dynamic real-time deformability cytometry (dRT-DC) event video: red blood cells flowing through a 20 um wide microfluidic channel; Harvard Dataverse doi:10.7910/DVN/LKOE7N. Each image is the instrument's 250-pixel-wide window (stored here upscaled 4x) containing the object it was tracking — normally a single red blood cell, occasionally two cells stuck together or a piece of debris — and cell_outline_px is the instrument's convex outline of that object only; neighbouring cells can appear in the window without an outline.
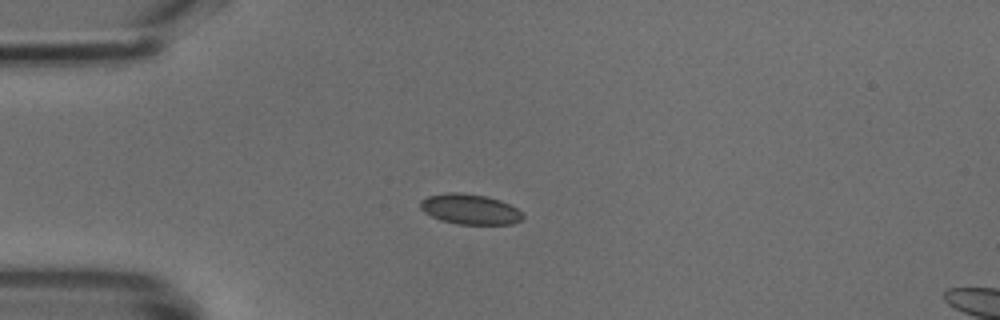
{"species": "common noctule bat (a hibernating species)", "species_latin": "Nyctalus noctula", "temperature_condition": "cold", "stored_images_in_passage": 37, "camera_frame_rate_fps": 3000, "um_per_image_px": 0.085, "animal": {"sex": "male", "body_mass_g": 18.8}, "frame": {"image": 1, "passage_image": 1, "time_ms": 0.0, "image_size_px": [1000, 320], "cell_outline_px": [[524, 216], [520, 220], [512, 224], [456, 224], [440, 220], [424, 212], [420, 208], [420, 200], [428, 196], [448, 192], [460, 192], [488, 196], [500, 200], [516, 208]], "centroid_in_image_um": [39.92, 17.77], "position_along_channel_um": 45.1, "area_um2": 18.09}}
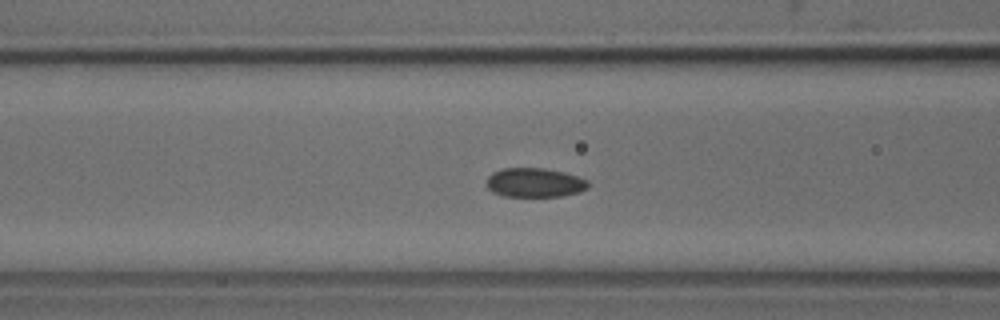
{"frame": {"image": 2, "passage_image": 8, "time_ms": 2.333, "image_size_px": [1000, 320], "cell_outline_px": [[588, 188], [580, 192], [560, 196], [504, 196], [492, 192], [488, 188], [488, 176], [492, 172], [500, 168], [544, 168], [564, 172], [588, 180]], "centroid_in_image_um": [45.44, 15.51], "position_along_channel_um": 121.2, "area_um2": 17.28}}
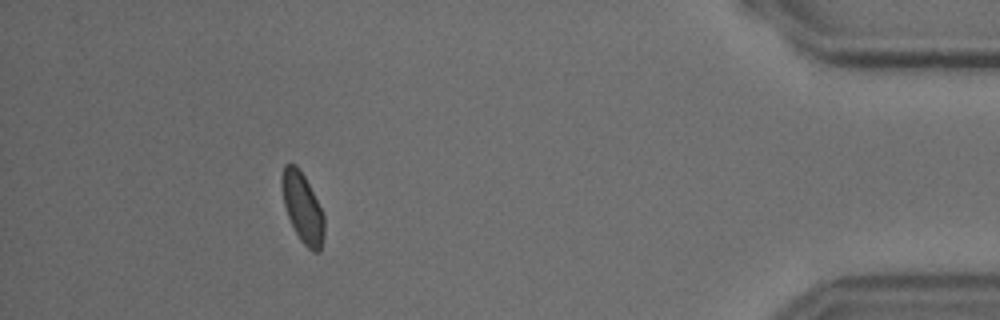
{"frame": {"image": 3, "passage_image": 33, "time_ms": 10.667, "image_size_px": [1000, 320], "cell_outline_px": [[324, 236], [320, 252], [312, 252], [300, 240], [288, 216], [284, 204], [280, 184], [280, 176], [284, 164], [296, 164], [304, 176], [324, 216]], "centroid_in_image_um": [25.69, 17.65], "position_along_channel_um": 409.5, "area_um2": 17.11}}